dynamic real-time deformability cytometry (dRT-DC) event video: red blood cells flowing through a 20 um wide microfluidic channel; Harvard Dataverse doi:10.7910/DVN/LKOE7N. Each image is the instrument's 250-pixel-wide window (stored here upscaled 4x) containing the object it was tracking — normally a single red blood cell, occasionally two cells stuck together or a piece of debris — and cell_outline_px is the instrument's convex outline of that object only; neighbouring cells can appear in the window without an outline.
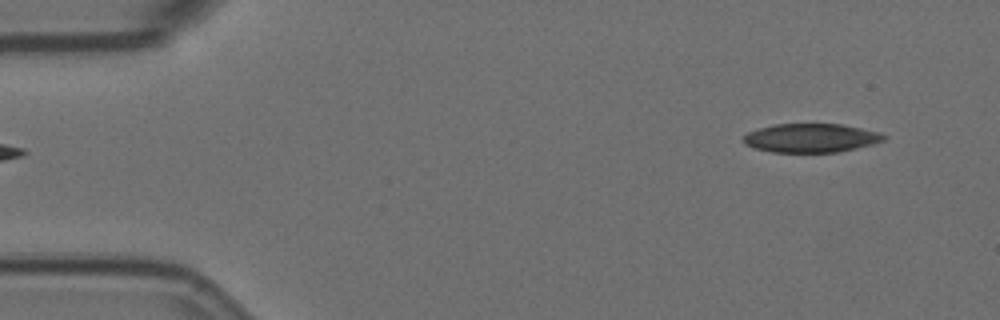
{"species": "Egyptian fruit bat (a non-hibernating species)", "species_latin": "Rousettus aegyptiacus", "temperature_condition": "room temperature", "stored_images_in_passage": 2, "camera_frame_rate_fps": 3000, "um_per_image_px": 0.085, "animal": {"sex": "female"}, "frame": {"image": 1, "passage_image": 2, "time_ms": 0.333, "image_size_px": [1000, 320], "cell_outline_px": [[888, 136], [884, 140], [872, 144], [840, 152], [772, 152], [756, 148], [744, 144], [744, 136], [748, 132], [760, 128], [776, 124], [840, 124], [880, 132]], "centroid_in_image_um": [68.96, 11.73], "position_along_channel_um": 16.0, "area_um2": 23.41}}